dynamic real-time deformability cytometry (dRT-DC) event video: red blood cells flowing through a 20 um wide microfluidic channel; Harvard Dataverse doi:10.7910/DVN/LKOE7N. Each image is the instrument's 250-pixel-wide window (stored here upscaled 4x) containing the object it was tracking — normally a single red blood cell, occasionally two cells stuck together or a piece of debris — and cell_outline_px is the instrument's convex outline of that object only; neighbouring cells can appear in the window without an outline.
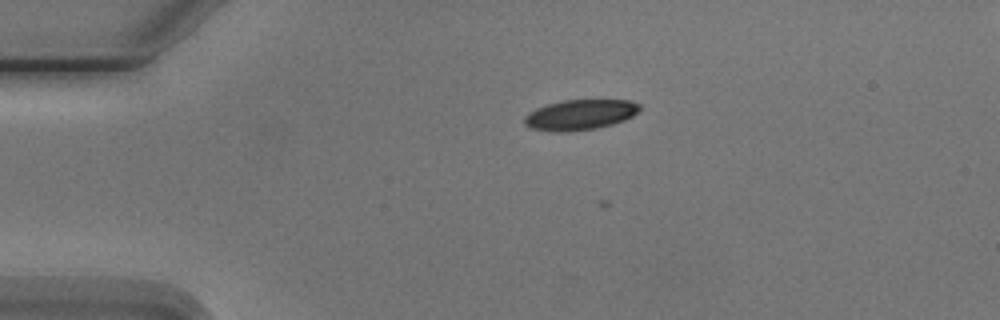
{"species": "Egyptian fruit bat (a non-hibernating species)", "species_latin": "Rousettus aegyptiacus", "temperature_condition": "cold", "stored_images_in_passage": 6, "segment_of_instrument_passage": [1, 2], "camera_frame_rate_fps": 3000, "um_per_image_px": 0.085, "animal": {"sex": "male"}, "frame": {"image": 1, "passage_image": 4, "time_ms": 3.333, "image_size_px": [1000, 320], "cell_outline_px": [[644, 108], [632, 116], [624, 120], [612, 124], [596, 128], [564, 132], [556, 132], [532, 128], [524, 124], [524, 116], [528, 112], [536, 108], [548, 104], [564, 100], [632, 100], [640, 104]], "centroid_in_image_um": [49.33, 9.74], "position_along_channel_um": 35.7, "area_um2": 20.46}}